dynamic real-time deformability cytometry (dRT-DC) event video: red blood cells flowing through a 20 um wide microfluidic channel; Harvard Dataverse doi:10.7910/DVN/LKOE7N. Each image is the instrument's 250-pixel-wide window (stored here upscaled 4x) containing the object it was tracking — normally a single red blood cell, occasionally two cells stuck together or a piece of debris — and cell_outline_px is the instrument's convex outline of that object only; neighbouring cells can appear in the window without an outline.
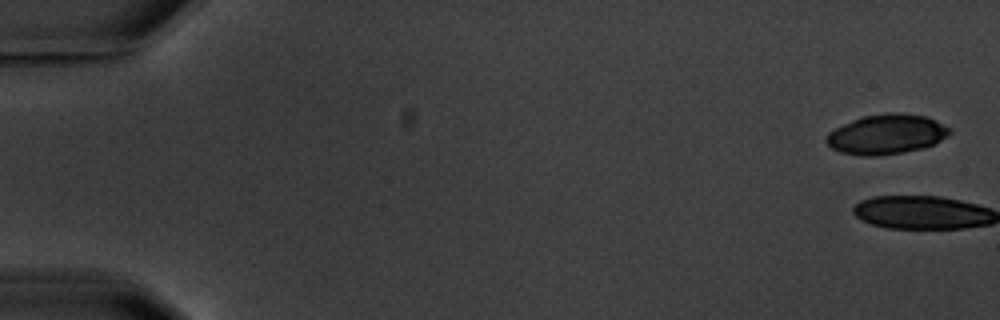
{"species": "common noctule bat (a hibernating species)", "species_latin": "Nyctalus noctula", "temperature_condition": "warm", "stored_images_in_passage": 10, "camera_frame_rate_fps": 3000, "um_per_image_px": 0.085, "animal": {"sex": "male", "body_mass_g": 20.1, "forearm_length_mm": 53.5}, "frame": {"image": 1, "passage_image": 1, "time_ms": 0.0, "image_size_px": [1000, 320], "cell_outline_px": [[952, 132], [948, 136], [936, 144], [924, 148], [904, 152], [876, 156], [860, 156], [840, 152], [832, 148], [824, 140], [824, 136], [828, 132], [852, 120], [864, 116], [888, 112], [892, 112], [928, 116], [948, 128]], "centroid_in_image_um": [75.34, 11.42], "position_along_channel_um": 9.7, "area_um2": 28.78}}
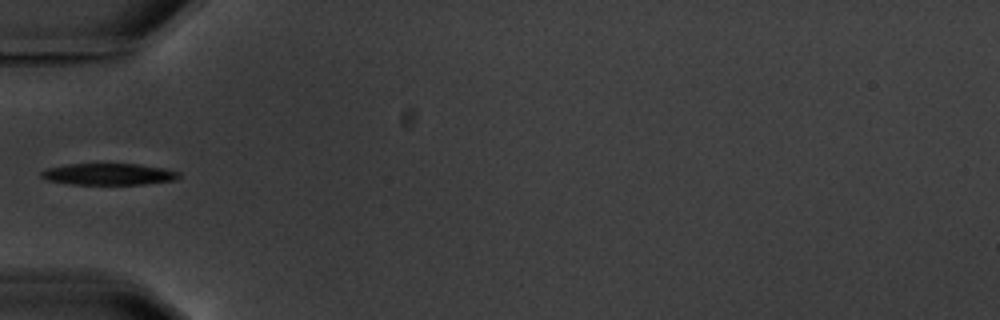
{"frame": {"image": 2, "passage_image": 6, "time_ms": 7.0, "image_size_px": [1000, 320], "cell_outline_px": [[180, 176], [176, 180], [144, 184], [72, 184], [48, 180], [40, 176], [40, 172], [48, 168], [68, 164], [140, 164], [164, 168], [180, 172]], "centroid_in_image_um": [9.27, 14.8], "position_along_channel_um": 75.7, "area_um2": 17.22}}
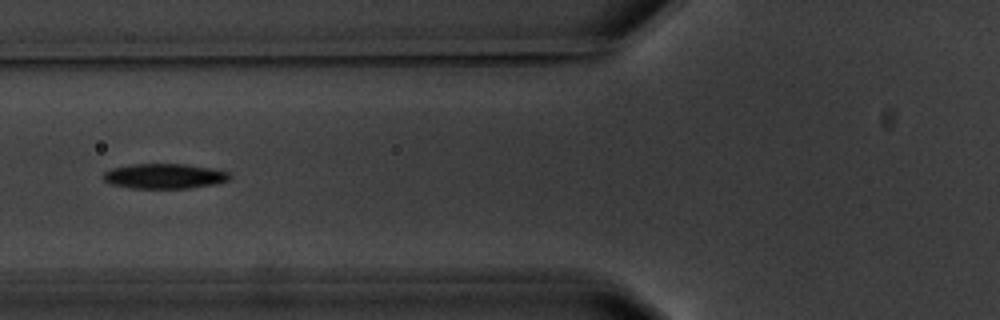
{"frame": {"image": 3, "passage_image": 7, "time_ms": 8.0, "image_size_px": [1000, 320], "cell_outline_px": [[232, 176], [228, 180], [212, 184], [188, 188], [128, 188], [112, 184], [104, 180], [100, 176], [104, 172], [112, 168], [132, 164], [184, 164], [212, 168], [228, 172]], "centroid_in_image_um": [13.93, 14.97], "position_along_channel_um": 111.9, "area_um2": 18.38}}